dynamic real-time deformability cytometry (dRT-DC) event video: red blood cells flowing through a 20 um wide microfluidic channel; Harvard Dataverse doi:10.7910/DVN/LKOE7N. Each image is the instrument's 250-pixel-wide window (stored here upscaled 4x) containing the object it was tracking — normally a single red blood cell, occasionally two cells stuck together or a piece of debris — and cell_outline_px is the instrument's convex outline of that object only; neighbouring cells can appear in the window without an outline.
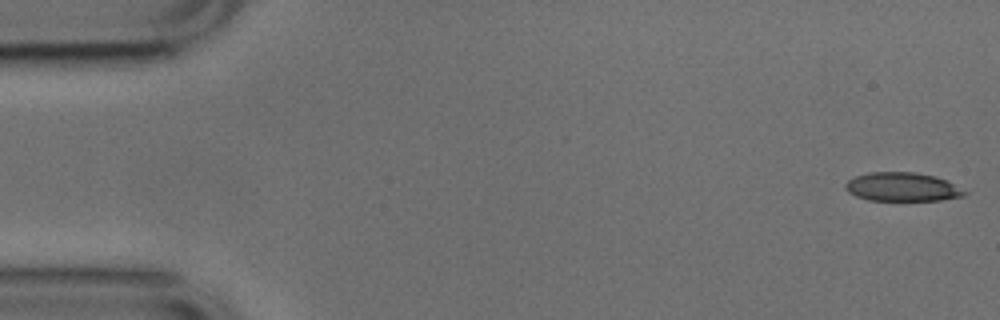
{"species": "common noctule bat (a hibernating species)", "species_latin": "Nyctalus noctula", "temperature_condition": "cold", "stored_images_in_passage": 52, "camera_frame_rate_fps": 3000, "um_per_image_px": 0.085, "animal": {"sex": "male", "body_mass_g": 17.9, "forearm_length_mm": 54.2}, "frame": {"image": 1, "passage_image": 1, "time_ms": 0.0, "image_size_px": [1000, 320], "cell_outline_px": [[968, 192], [964, 196], [940, 200], [868, 200], [856, 196], [848, 192], [844, 188], [844, 184], [848, 180], [856, 176], [868, 172], [912, 172], [936, 176]], "centroid_in_image_um": [76.65, 15.89], "position_along_channel_um": 8.4, "area_um2": 19.83}}
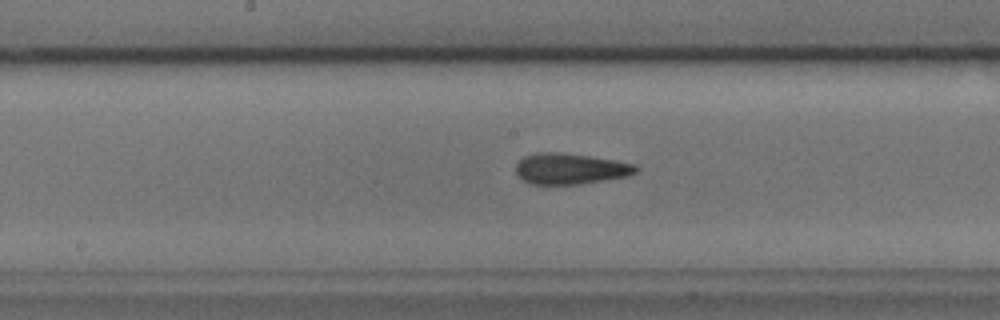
{"frame": {"image": 2, "passage_image": 26, "time_ms": 8.333, "image_size_px": [1000, 320], "cell_outline_px": [[640, 168], [636, 172], [628, 176], [580, 184], [528, 184], [516, 176], [516, 164], [524, 156], [536, 152], [560, 152], [592, 156], [616, 160], [636, 164]], "centroid_in_image_um": [48.47, 14.34], "position_along_channel_um": 199.7, "area_um2": 21.96}}
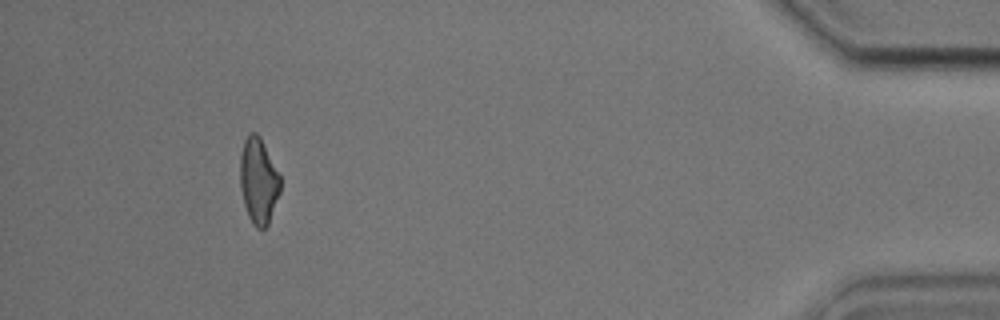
{"frame": {"image": 3, "passage_image": 48, "time_ms": 15.667, "image_size_px": [1000, 320], "cell_outline_px": [[280, 192], [268, 224], [264, 228], [256, 228], [252, 224], [248, 216], [244, 204], [240, 188], [240, 156], [244, 140], [252, 132], [256, 132], [260, 136], [280, 176]], "centroid_in_image_um": [21.96, 15.38], "position_along_channel_um": 413.2, "area_um2": 20.0}, "authors_computed_cell_mechanics": {"area_um2": 21.1837, "velocity_mm_per_s": 3.7894, "shape_relaxation_time_tau1_ms": 3.7791, "shape_relaxation_time_tau2_ms": 2.1503, "deformation_change_tau1": 0.1172, "deformation_change_tau2": 0.1125}}